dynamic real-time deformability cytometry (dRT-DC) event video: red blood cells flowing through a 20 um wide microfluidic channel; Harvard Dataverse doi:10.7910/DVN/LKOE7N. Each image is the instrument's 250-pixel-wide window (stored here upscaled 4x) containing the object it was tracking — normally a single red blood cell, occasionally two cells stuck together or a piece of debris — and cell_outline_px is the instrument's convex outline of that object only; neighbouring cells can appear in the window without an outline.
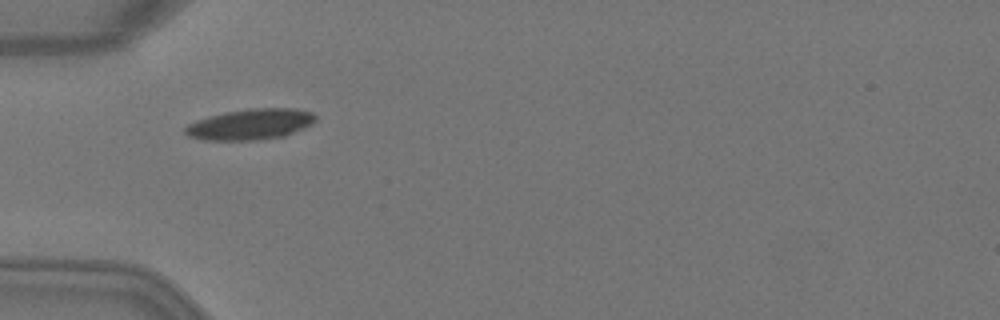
{"species": "Egyptian fruit bat (a non-hibernating species)", "species_latin": "Rousettus aegyptiacus", "temperature_condition": "warm", "stored_images_in_passage": 4, "camera_frame_rate_fps": 3000, "um_per_image_px": 0.085, "animal": {"sex": "female"}, "frame": {"image": 1, "passage_image": 2, "time_ms": 0.333, "image_size_px": [1000, 320], "cell_outline_px": [[316, 120], [312, 124], [304, 128], [284, 136], [256, 140], [204, 140], [188, 136], [184, 132], [184, 128], [188, 124], [196, 120], [208, 116], [224, 112], [248, 108], [296, 108], [312, 112], [316, 116]], "centroid_in_image_um": [21.28, 10.55], "position_along_channel_um": 63.7, "area_um2": 23.58}}